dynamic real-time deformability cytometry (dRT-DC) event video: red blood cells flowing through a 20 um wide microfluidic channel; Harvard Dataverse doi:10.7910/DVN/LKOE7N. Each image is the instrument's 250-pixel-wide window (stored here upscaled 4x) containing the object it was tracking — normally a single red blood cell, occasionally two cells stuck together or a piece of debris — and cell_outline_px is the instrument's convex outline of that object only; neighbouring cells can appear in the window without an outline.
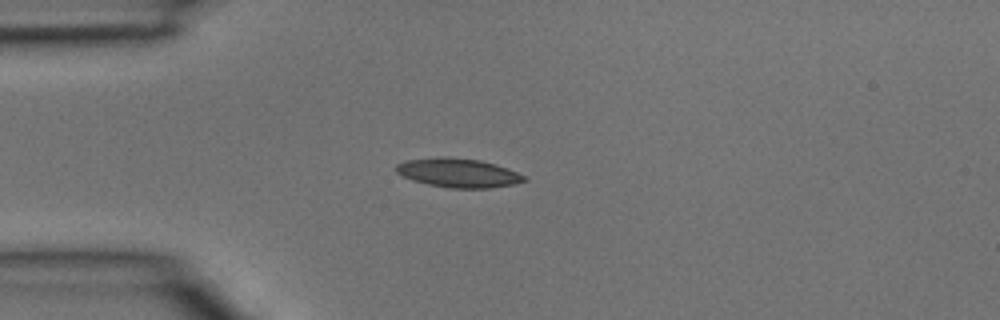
{"species": "common noctule bat (a hibernating species)", "species_latin": "Nyctalus noctula", "temperature_condition": "room temperature", "stored_images_in_passage": 4, "camera_frame_rate_fps": 3000, "um_per_image_px": 0.085, "animal": {"sex": "male", "body_mass_g": 15.6}, "frame": {"image": 1, "passage_image": 4, "time_ms": 1.0, "image_size_px": [1000, 320], "cell_outline_px": [[528, 180], [512, 184], [492, 188], [452, 188], [428, 184], [412, 180], [396, 172], [396, 164], [408, 160], [444, 156], [448, 156], [480, 160], [496, 164], [516, 172], [524, 176]], "centroid_in_image_um": [38.95, 14.69], "position_along_channel_um": 46.1, "area_um2": 21.5}}